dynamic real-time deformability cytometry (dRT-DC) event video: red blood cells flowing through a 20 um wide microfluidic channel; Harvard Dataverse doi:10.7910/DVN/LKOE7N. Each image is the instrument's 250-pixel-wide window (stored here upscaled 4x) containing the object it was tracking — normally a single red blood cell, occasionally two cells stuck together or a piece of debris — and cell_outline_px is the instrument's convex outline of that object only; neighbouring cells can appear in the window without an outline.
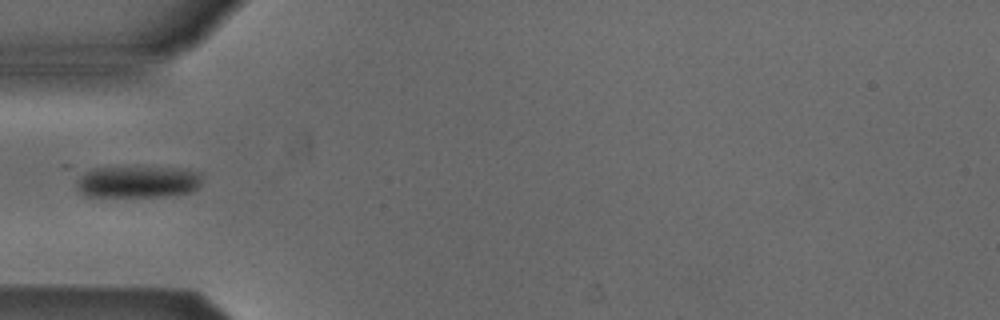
{"species": "Egyptian fruit bat (a non-hibernating species)", "species_latin": "Rousettus aegyptiacus", "temperature_condition": "cold", "stored_images_in_passage": 22, "camera_frame_rate_fps": 3000, "um_per_image_px": 0.085, "animal": {"sex": "male"}, "frame": {"image": 1, "passage_image": 1, "time_ms": 0.0, "image_size_px": [1000, 320], "cell_outline_px": [[200, 184], [192, 192], [164, 196], [88, 196], [80, 192], [76, 188], [64, 168], [64, 164], [136, 164], [172, 168], [200, 172]], "centroid_in_image_um": [11.16, 15.3], "position_along_channel_um": 73.8, "area_um2": 26.99}}
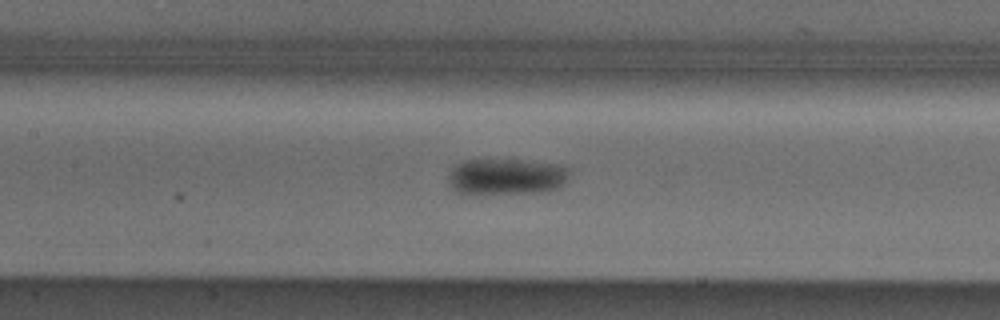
{"frame": {"image": 2, "passage_image": 8, "time_ms": 2.333, "image_size_px": [1000, 320], "cell_outline_px": [[568, 172], [564, 180], [556, 188], [540, 192], [476, 196], [456, 192], [452, 188], [448, 176], [456, 164], [464, 160], [516, 160], [552, 164], [568, 168]], "centroid_in_image_um": [42.92, 15.06], "position_along_channel_um": 164.5, "area_um2": 25.55}}
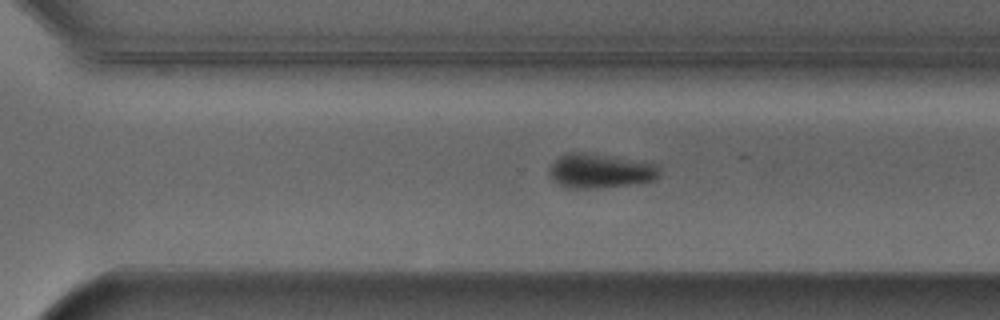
{"frame": {"image": 3, "passage_image": 20, "time_ms": 6.333, "image_size_px": [1000, 320], "cell_outline_px": [[660, 176], [652, 180], [640, 184], [596, 188], [568, 188], [552, 180], [548, 172], [552, 164], [560, 156], [568, 152], [584, 152], [660, 164]], "centroid_in_image_um": [51.06, 14.53], "position_along_channel_um": 319.5, "area_um2": 22.25}}